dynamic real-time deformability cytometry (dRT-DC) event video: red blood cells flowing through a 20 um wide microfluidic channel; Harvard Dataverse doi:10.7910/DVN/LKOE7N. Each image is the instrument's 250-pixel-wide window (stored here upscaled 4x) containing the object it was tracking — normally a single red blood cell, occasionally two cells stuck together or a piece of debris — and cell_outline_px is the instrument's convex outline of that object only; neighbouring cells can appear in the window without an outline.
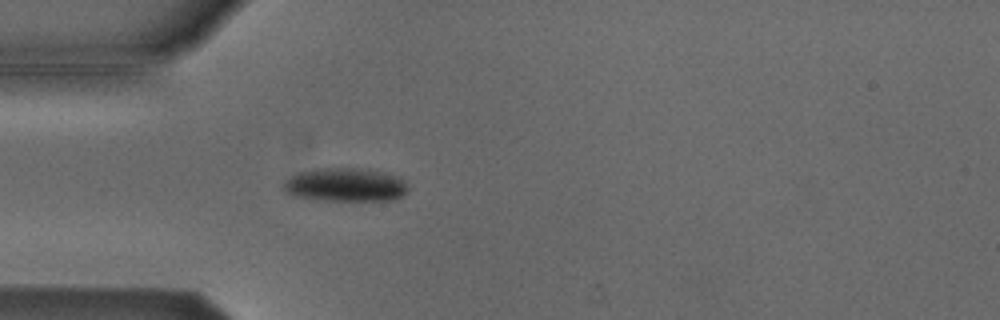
{"species": "Egyptian fruit bat (a non-hibernating species)", "species_latin": "Rousettus aegyptiacus", "temperature_condition": "cold", "stored_images_in_passage": 4, "camera_frame_rate_fps": 3000, "um_per_image_px": 0.085, "animal": {"sex": "male"}, "frame": {"image": 1, "passage_image": 4, "time_ms": 1.0, "image_size_px": [1000, 320], "cell_outline_px": [[408, 188], [396, 200], [316, 200], [292, 196], [280, 184], [284, 180], [296, 172], [320, 168], [352, 168], [384, 172], [400, 176], [408, 180]], "centroid_in_image_um": [29.34, 15.7], "position_along_channel_um": 55.7, "area_um2": 24.68}}